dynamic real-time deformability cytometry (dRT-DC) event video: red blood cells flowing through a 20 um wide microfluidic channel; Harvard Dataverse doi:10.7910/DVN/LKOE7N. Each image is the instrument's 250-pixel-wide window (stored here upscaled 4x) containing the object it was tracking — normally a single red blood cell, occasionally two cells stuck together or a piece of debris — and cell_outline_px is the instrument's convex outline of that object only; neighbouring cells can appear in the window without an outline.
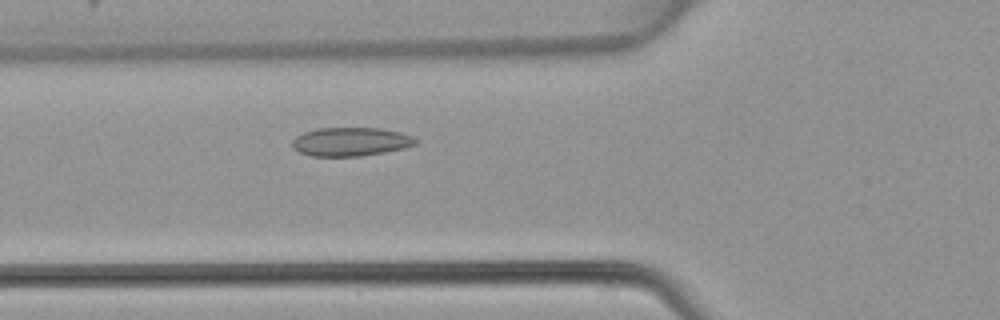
{"species": "common noctule bat (a hibernating species)", "species_latin": "Nyctalus noctula", "temperature_condition": "warm", "stored_images_in_passage": 45, "camera_frame_rate_fps": 3000, "um_per_image_px": 0.085, "animal": {"sex": "female", "body_mass_g": 22.7, "forearm_length_mm": 54.2}, "frame": {"image": 1, "passage_image": 15, "time_ms": 4.667, "image_size_px": [1000, 320], "cell_outline_px": [[416, 144], [404, 148], [384, 152], [360, 156], [312, 156], [300, 152], [292, 148], [292, 140], [296, 136], [304, 132], [316, 128], [380, 128], [400, 132], [412, 136], [416, 140]], "centroid_in_image_um": [29.78, 12.04], "position_along_channel_um": 96.0, "area_um2": 20.58}}
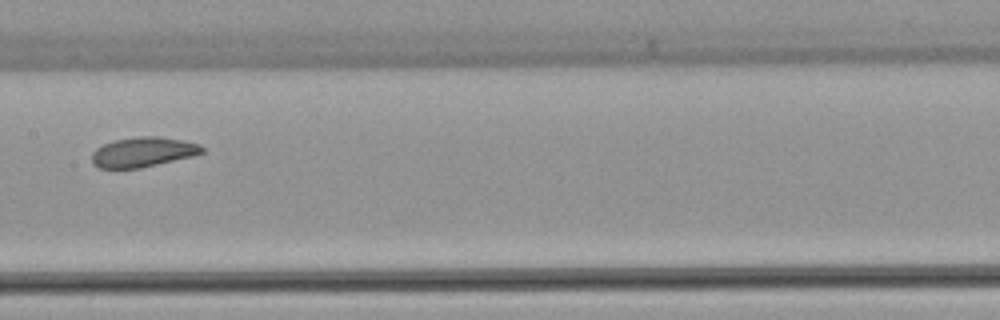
{"frame": {"image": 2, "passage_image": 22, "time_ms": 7.0, "image_size_px": [1000, 320], "cell_outline_px": [[204, 152], [192, 156], [140, 168], [100, 168], [92, 164], [92, 152], [96, 148], [104, 144], [116, 140], [140, 136], [160, 136], [200, 144], [204, 148]], "centroid_in_image_um": [12.15, 12.92], "position_along_channel_um": 195.3, "area_um2": 19.02}}
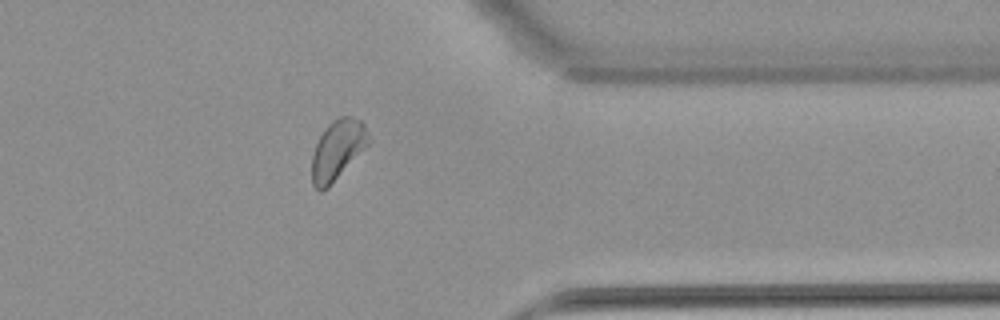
{"frame": {"image": 3, "passage_image": 36, "time_ms": 11.667, "image_size_px": [1000, 320], "cell_outline_px": [[372, 140], [328, 188], [320, 192], [312, 184], [312, 156], [316, 144], [324, 128], [332, 120], [340, 116], [352, 116], [360, 120], [364, 124]], "centroid_in_image_um": [28.69, 12.72], "position_along_channel_um": 382.7, "area_um2": 19.77}}